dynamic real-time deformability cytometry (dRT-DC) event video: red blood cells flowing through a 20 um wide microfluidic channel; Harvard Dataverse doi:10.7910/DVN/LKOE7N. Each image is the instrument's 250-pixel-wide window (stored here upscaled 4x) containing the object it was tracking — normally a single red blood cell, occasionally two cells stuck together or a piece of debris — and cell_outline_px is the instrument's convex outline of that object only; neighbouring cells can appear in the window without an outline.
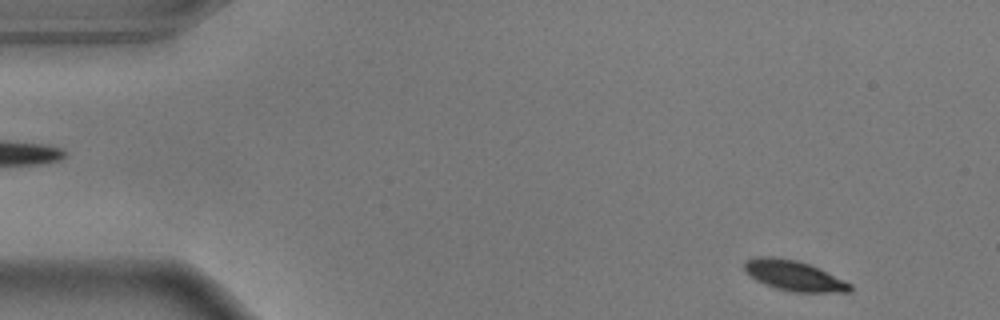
{"species": "common noctule bat (a hibernating species)", "species_latin": "Nyctalus noctula", "temperature_condition": "warm", "stored_images_in_passage": 52, "camera_frame_rate_fps": 3000, "um_per_image_px": 0.085, "animal": {"sex": "male", "body_mass_g": 17.9}, "frame": {"image": 1, "passage_image": 1, "time_ms": 0.0, "image_size_px": [1000, 320], "cell_outline_px": [[852, 292], [792, 292], [776, 288], [764, 284], [756, 280], [744, 272], [744, 264], [748, 260], [756, 256], [772, 256], [796, 260], [808, 264], [844, 280], [852, 284]], "centroid_in_image_um": [67.46, 23.43], "position_along_channel_um": 17.5, "area_um2": 18.55}}
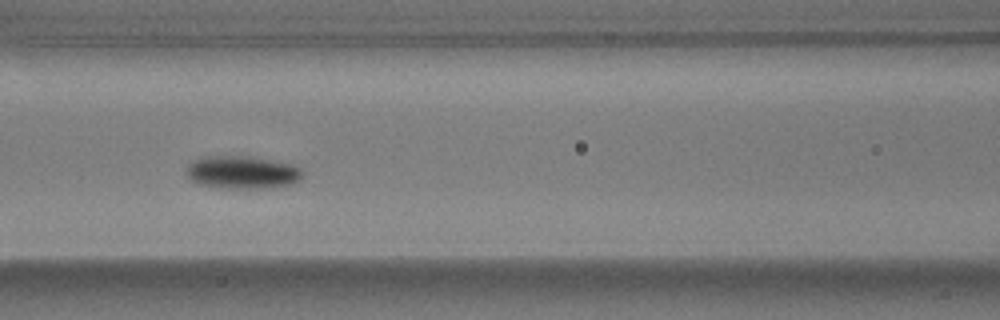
{"frame": {"image": 2, "passage_image": 20, "time_ms": 6.333, "image_size_px": [1000, 320], "cell_outline_px": [[304, 172], [300, 180], [292, 184], [272, 188], [216, 188], [200, 184], [192, 180], [188, 176], [188, 164], [204, 156], [248, 156], [288, 164], [300, 168]], "centroid_in_image_um": [20.61, 14.66], "position_along_channel_um": 146.0, "area_um2": 22.08}}
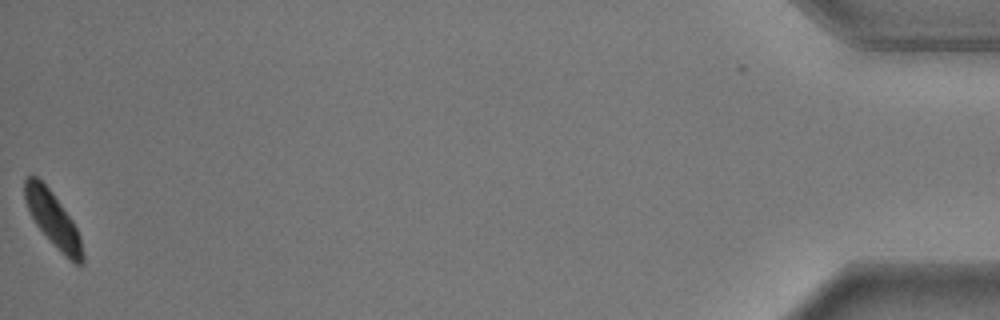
{"frame": {"image": 3, "passage_image": 52, "time_ms": 17.0, "image_size_px": [1000, 320], "cell_outline_px": [[84, 264], [76, 264], [36, 224], [24, 200], [24, 180], [28, 176], [36, 176], [48, 188], [72, 220], [80, 236], [84, 256]], "centroid_in_image_um": [4.49, 18.58], "position_along_channel_um": 430.7, "area_um2": 17.4}, "authors_computed_cell_mechanics": {"area_um2": 20.1144, "velocity_mm_per_s": 3.5879, "shape_relaxation_time_tau1_ms": 3.0817, "shape_relaxation_time_tau2_ms": null, "deformation_change_tau1": 0.1549, "deformation_change_tau2": null}}